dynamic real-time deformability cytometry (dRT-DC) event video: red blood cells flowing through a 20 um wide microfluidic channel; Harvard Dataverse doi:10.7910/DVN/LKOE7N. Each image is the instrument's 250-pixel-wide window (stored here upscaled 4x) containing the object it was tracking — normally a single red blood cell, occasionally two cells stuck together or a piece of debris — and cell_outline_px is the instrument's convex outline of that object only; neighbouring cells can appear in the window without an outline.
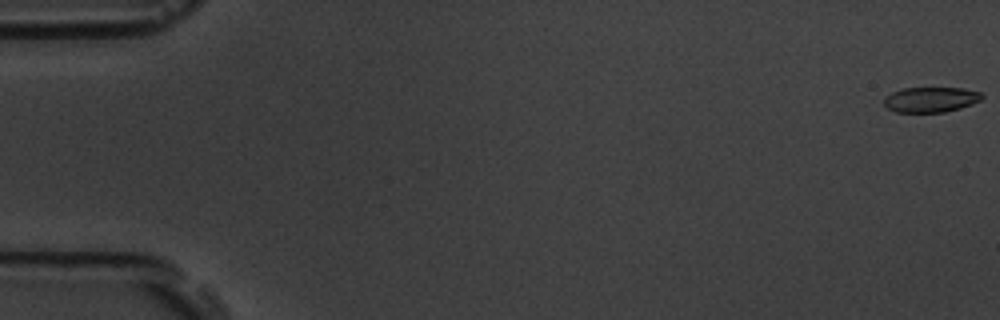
{"species": "common noctule bat (a hibernating species)", "species_latin": "Nyctalus noctula", "temperature_condition": "room temperature", "stored_images_in_passage": 10, "camera_frame_rate_fps": 3000, "um_per_image_px": 0.085, "animal": {"sex": "male", "body_mass_g": 19.5, "forearm_length_mm": 54.6}, "frame": {"image": 1, "passage_image": 1, "time_ms": 0.0, "image_size_px": [1000, 320], "cell_outline_px": [[984, 96], [980, 100], [972, 104], [960, 108], [944, 112], [896, 112], [888, 108], [884, 104], [884, 96], [892, 92], [904, 88], [964, 88], [980, 92]], "centroid_in_image_um": [79.11, 8.46], "position_along_channel_um": 5.9, "area_um2": 14.39}}